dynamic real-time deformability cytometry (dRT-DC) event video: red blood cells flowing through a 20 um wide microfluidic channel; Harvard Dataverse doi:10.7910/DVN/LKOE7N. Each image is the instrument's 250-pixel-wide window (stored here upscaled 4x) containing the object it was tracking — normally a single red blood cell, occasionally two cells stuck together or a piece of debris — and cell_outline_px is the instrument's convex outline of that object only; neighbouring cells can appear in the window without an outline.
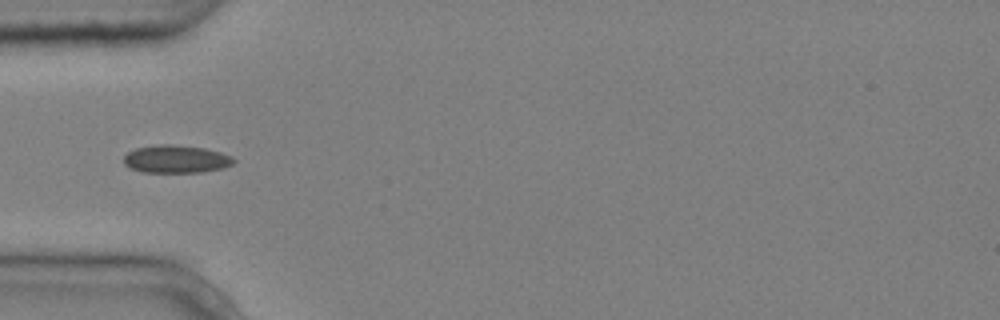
{"species": "common noctule bat (a hibernating species)", "species_latin": "Nyctalus noctula", "temperature_condition": "cold", "stored_images_in_passage": 6, "camera_frame_rate_fps": 3000, "um_per_image_px": 0.085, "animal": {"sex": "male", "body_mass_g": 20.4}, "frame": {"image": 1, "passage_image": 5, "time_ms": 1.333, "image_size_px": [1000, 320], "cell_outline_px": [[236, 160], [232, 164], [224, 168], [204, 172], [140, 172], [128, 168], [124, 164], [124, 156], [128, 152], [136, 148], [160, 144], [172, 144], [204, 148], [220, 152], [232, 156]], "centroid_in_image_um": [14.96, 13.53], "position_along_channel_um": 70.0, "area_um2": 17.98}}
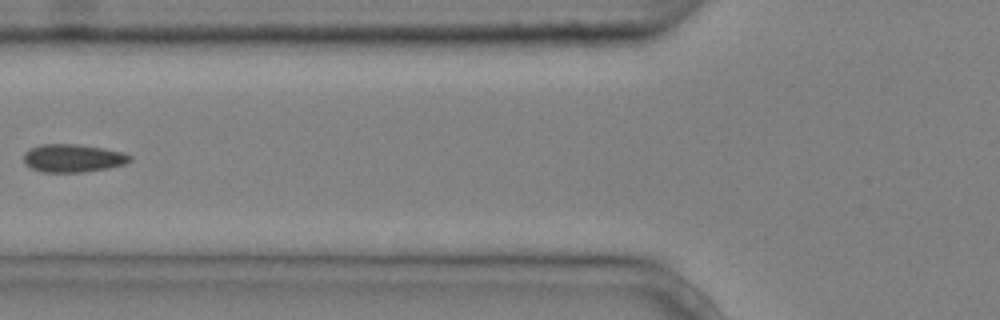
{"frame": {"image": 2, "passage_image": 6, "time_ms": 1.667, "image_size_px": [1000, 320], "cell_outline_px": [[132, 160], [124, 164], [108, 168], [80, 172], [40, 172], [24, 164], [24, 152], [40, 144], [76, 144], [104, 148], [124, 152], [132, 156]], "centroid_in_image_um": [6.2, 13.44], "position_along_channel_um": 119.6, "area_um2": 17.4}}